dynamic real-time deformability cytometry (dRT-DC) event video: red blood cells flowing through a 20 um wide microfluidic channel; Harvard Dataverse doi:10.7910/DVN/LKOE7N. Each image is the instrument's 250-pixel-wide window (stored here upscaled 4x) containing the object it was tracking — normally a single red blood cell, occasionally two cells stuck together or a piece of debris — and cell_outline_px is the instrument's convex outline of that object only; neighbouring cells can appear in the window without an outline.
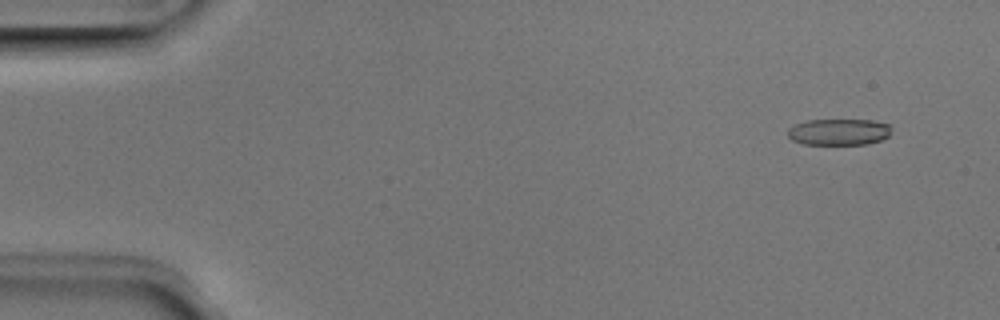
{"species": "Egyptian fruit bat (a non-hibernating species)", "species_latin": "Rousettus aegyptiacus", "temperature_condition": "room temperature", "stored_images_in_passage": 11, "camera_frame_rate_fps": 3000, "um_per_image_px": 0.085, "animal": {"sex": "male"}, "frame": {"image": 1, "passage_image": 4, "time_ms": 1.0, "image_size_px": [1000, 320], "cell_outline_px": [[892, 128], [888, 136], [880, 140], [868, 144], [804, 144], [792, 140], [788, 136], [788, 128], [796, 124], [808, 120], [872, 120], [888, 124]], "centroid_in_image_um": [71.31, 11.21], "position_along_channel_um": 13.7, "area_um2": 15.9}}